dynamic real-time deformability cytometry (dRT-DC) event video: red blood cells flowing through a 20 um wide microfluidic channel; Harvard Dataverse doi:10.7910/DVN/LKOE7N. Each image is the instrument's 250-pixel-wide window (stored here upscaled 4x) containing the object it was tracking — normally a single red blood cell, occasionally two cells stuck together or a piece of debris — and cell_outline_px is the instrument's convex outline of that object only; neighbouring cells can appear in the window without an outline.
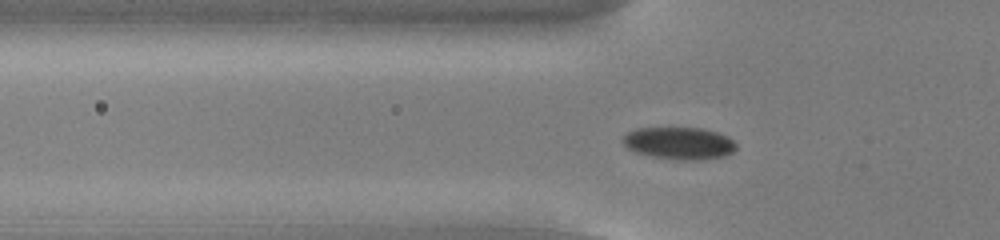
{"species": "common noctule bat (a hibernating species)", "species_latin": "Nyctalus noctula", "temperature_condition": "cold", "stored_images_in_passage": 54, "camera_frame_rate_fps": 3000, "um_per_image_px": 0.085, "animal": {"sex": "male", "body_mass_g": 13.0, "forearm_length_mm": 53.1}, "frame": {"image": 1, "passage_image": 18, "time_ms": 5.667, "image_size_px": [1000, 240], "cell_outline_px": [[736, 148], [732, 152], [724, 156], [700, 160], [680, 160], [652, 156], [636, 152], [628, 148], [620, 140], [628, 132], [636, 128], [704, 128], [728, 136], [736, 144]], "centroid_in_image_um": [57.73, 12.17], "position_along_channel_um": 68.1, "area_um2": 21.27}}
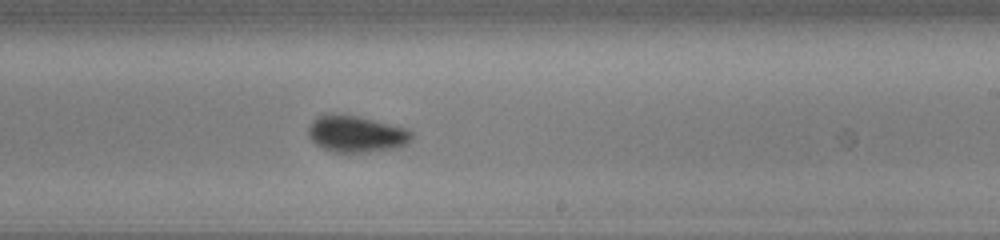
{"frame": {"image": 2, "passage_image": 33, "time_ms": 10.667, "image_size_px": [1000, 240], "cell_outline_px": [[412, 136], [408, 144], [400, 148], [368, 152], [332, 152], [316, 144], [308, 136], [308, 128], [312, 120], [316, 116], [328, 112], [332, 112], [356, 116], [404, 128], [412, 132]], "centroid_in_image_um": [30.24, 11.38], "position_along_channel_um": 258.8, "area_um2": 22.2}}
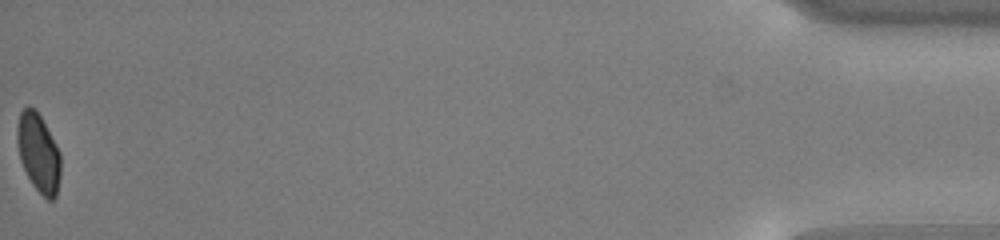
{"frame": {"image": 3, "passage_image": 54, "time_ms": 17.667, "image_size_px": [1000, 240], "cell_outline_px": [[60, 176], [56, 196], [52, 200], [48, 200], [32, 184], [20, 160], [16, 140], [16, 128], [20, 112], [28, 104], [36, 108], [56, 144], [60, 152]], "centroid_in_image_um": [3.25, 12.94], "position_along_channel_um": 431.9, "area_um2": 20.0}, "authors_computed_cell_mechanics": {"area_um2": 21.2415, "velocity_mm_per_s": 3.8398, "shape_relaxation_time_tau1_ms": 2.5456, "shape_relaxation_time_tau2_ms": 2.4878, "deformation_change_tau1": 0.0684, "deformation_change_tau2": 0.0404}}